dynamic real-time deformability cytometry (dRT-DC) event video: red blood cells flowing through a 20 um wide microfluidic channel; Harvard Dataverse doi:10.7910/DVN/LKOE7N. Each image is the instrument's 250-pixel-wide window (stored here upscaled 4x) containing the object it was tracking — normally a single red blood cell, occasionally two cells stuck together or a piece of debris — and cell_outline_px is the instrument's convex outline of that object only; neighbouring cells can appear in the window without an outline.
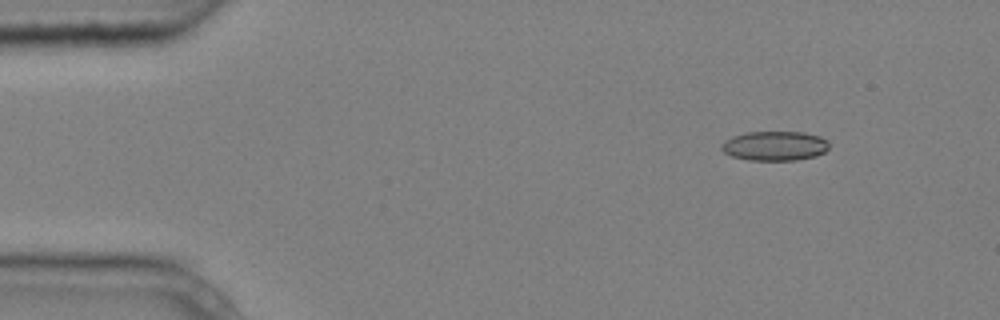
{"species": "common noctule bat (a hibernating species)", "species_latin": "Nyctalus noctula", "temperature_condition": "cold", "stored_images_in_passage": 8, "camera_frame_rate_fps": 3000, "um_per_image_px": 0.085, "animal": {"sex": "male", "body_mass_g": 20.4}, "frame": {"image": 1, "passage_image": 1, "time_ms": 0.0, "image_size_px": [1000, 320], "cell_outline_px": [[828, 148], [824, 152], [816, 156], [796, 160], [748, 160], [732, 156], [724, 152], [720, 148], [720, 144], [724, 140], [732, 136], [744, 132], [804, 132], [820, 136], [828, 140]], "centroid_in_image_um": [65.83, 12.39], "position_along_channel_um": 19.2, "area_um2": 18.67}}
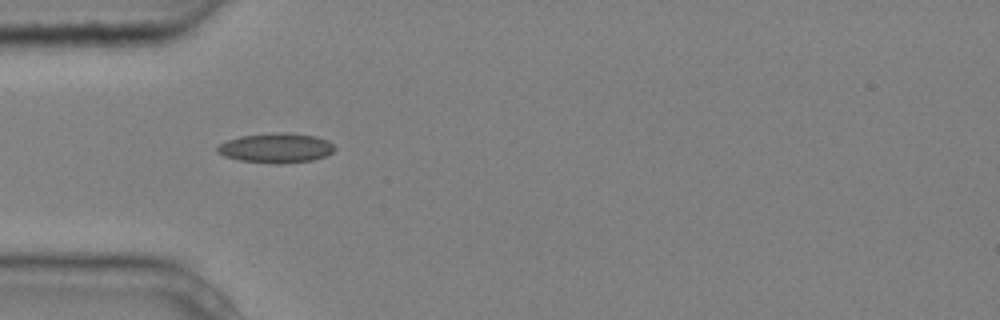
{"frame": {"image": 2, "passage_image": 4, "time_ms": 1.0, "image_size_px": [1000, 320], "cell_outline_px": [[336, 148], [332, 152], [324, 156], [312, 160], [280, 164], [272, 164], [240, 160], [224, 156], [216, 152], [216, 148], [220, 144], [228, 140], [240, 136], [272, 132], [284, 132], [316, 136], [328, 140]], "centroid_in_image_um": [23.45, 12.57], "position_along_channel_um": 61.5, "area_um2": 20.4}}
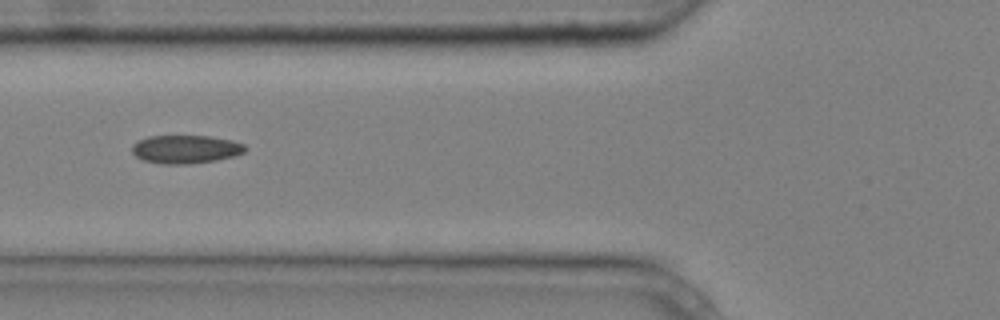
{"frame": {"image": 3, "passage_image": 5, "time_ms": 1.333, "image_size_px": [1000, 320], "cell_outline_px": [[248, 148], [244, 152], [232, 156], [216, 160], [188, 164], [160, 164], [144, 160], [136, 156], [132, 152], [132, 144], [148, 136], [208, 136], [232, 140], [244, 144]], "centroid_in_image_um": [15.78, 12.68], "position_along_channel_um": 110.0, "area_um2": 18.61}}